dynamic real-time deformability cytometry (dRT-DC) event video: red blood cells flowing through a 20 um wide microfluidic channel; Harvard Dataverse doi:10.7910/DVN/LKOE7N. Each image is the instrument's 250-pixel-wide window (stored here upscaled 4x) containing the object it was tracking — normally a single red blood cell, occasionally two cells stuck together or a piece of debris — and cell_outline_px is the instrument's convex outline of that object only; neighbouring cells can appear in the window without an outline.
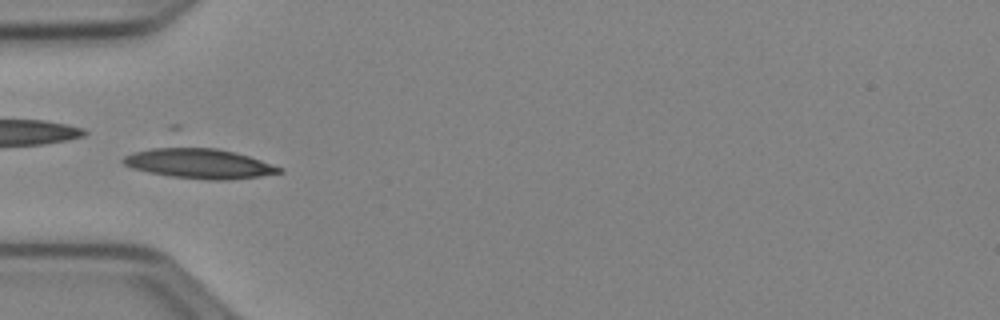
{"species": "Egyptian fruit bat (a non-hibernating species)", "species_latin": "Rousettus aegyptiacus", "temperature_condition": "cold", "stored_images_in_passage": 40, "camera_frame_rate_fps": 3000, "um_per_image_px": 0.085, "animal": {"sex": "female"}, "frame": {"image": 1, "passage_image": 8, "time_ms": 2.333, "image_size_px": [1000, 320], "cell_outline_px": [[284, 172], [260, 176], [228, 180], [208, 180], [172, 176], [148, 172], [132, 168], [124, 164], [120, 160], [124, 156], [132, 152], [168, 144], [180, 144], [216, 148], [248, 156], [284, 168]], "centroid_in_image_um": [16.86, 13.85], "position_along_channel_um": 68.1, "area_um2": 28.03}}
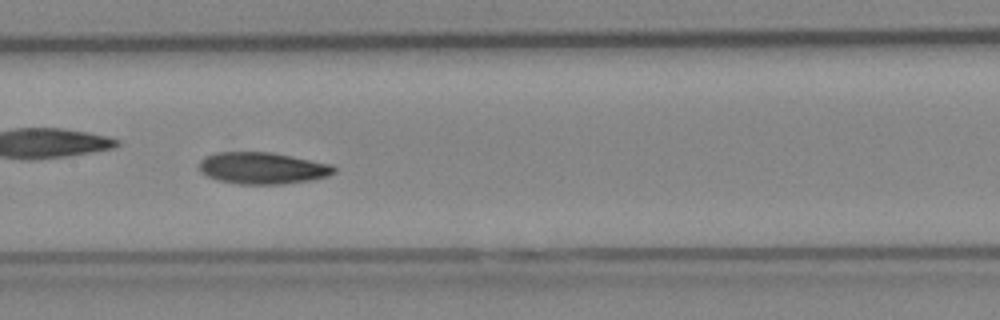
{"frame": {"image": 2, "passage_image": 17, "time_ms": 5.333, "image_size_px": [1000, 320], "cell_outline_px": [[336, 172], [328, 176], [312, 180], [280, 184], [240, 184], [216, 180], [200, 172], [200, 160], [204, 156], [216, 152], [272, 152], [332, 164], [336, 168]], "centroid_in_image_um": [22.32, 14.29], "position_along_channel_um": 185.1, "area_um2": 25.09}}
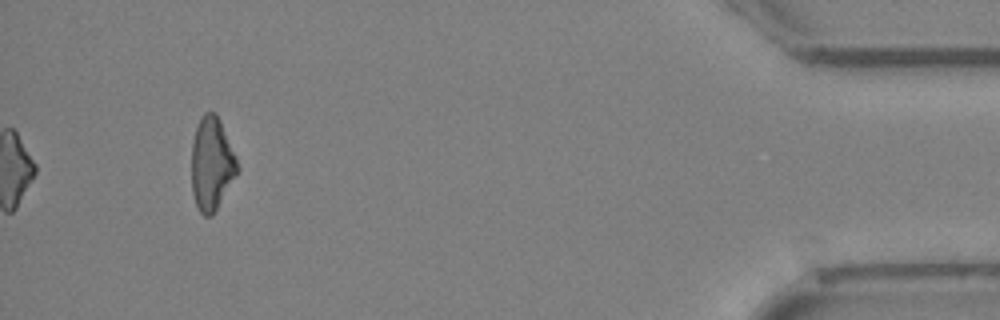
{"frame": {"image": 3, "passage_image": 40, "time_ms": 13.0, "image_size_px": [1000, 320], "cell_outline_px": [[240, 172], [212, 216], [204, 216], [200, 212], [196, 204], [192, 192], [192, 140], [200, 116], [204, 112], [216, 112], [220, 120], [236, 156], [240, 168]], "centroid_in_image_um": [18.02, 13.92], "position_along_channel_um": 417.2, "area_um2": 25.26}}